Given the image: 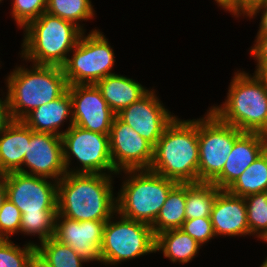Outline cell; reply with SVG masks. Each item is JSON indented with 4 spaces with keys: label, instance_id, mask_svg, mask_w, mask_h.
Segmentation results:
<instances>
[{
    "label": "cell",
    "instance_id": "cell-19",
    "mask_svg": "<svg viewBox=\"0 0 267 267\" xmlns=\"http://www.w3.org/2000/svg\"><path fill=\"white\" fill-rule=\"evenodd\" d=\"M73 125L72 100L68 89L57 99L43 104L28 113L22 121L35 132L62 136L60 131L66 120Z\"/></svg>",
    "mask_w": 267,
    "mask_h": 267
},
{
    "label": "cell",
    "instance_id": "cell-21",
    "mask_svg": "<svg viewBox=\"0 0 267 267\" xmlns=\"http://www.w3.org/2000/svg\"><path fill=\"white\" fill-rule=\"evenodd\" d=\"M95 85L115 114L142 98L150 90L134 79L120 74L108 75Z\"/></svg>",
    "mask_w": 267,
    "mask_h": 267
},
{
    "label": "cell",
    "instance_id": "cell-37",
    "mask_svg": "<svg viewBox=\"0 0 267 267\" xmlns=\"http://www.w3.org/2000/svg\"><path fill=\"white\" fill-rule=\"evenodd\" d=\"M27 267H52L44 255L36 248L27 262Z\"/></svg>",
    "mask_w": 267,
    "mask_h": 267
},
{
    "label": "cell",
    "instance_id": "cell-40",
    "mask_svg": "<svg viewBox=\"0 0 267 267\" xmlns=\"http://www.w3.org/2000/svg\"><path fill=\"white\" fill-rule=\"evenodd\" d=\"M7 199V188L5 185V181L3 178H0V209Z\"/></svg>",
    "mask_w": 267,
    "mask_h": 267
},
{
    "label": "cell",
    "instance_id": "cell-18",
    "mask_svg": "<svg viewBox=\"0 0 267 267\" xmlns=\"http://www.w3.org/2000/svg\"><path fill=\"white\" fill-rule=\"evenodd\" d=\"M215 236L250 235L244 197L221 190L210 213Z\"/></svg>",
    "mask_w": 267,
    "mask_h": 267
},
{
    "label": "cell",
    "instance_id": "cell-30",
    "mask_svg": "<svg viewBox=\"0 0 267 267\" xmlns=\"http://www.w3.org/2000/svg\"><path fill=\"white\" fill-rule=\"evenodd\" d=\"M33 241L24 244V248L11 242L0 239V267H27L30 254L36 249Z\"/></svg>",
    "mask_w": 267,
    "mask_h": 267
},
{
    "label": "cell",
    "instance_id": "cell-5",
    "mask_svg": "<svg viewBox=\"0 0 267 267\" xmlns=\"http://www.w3.org/2000/svg\"><path fill=\"white\" fill-rule=\"evenodd\" d=\"M21 57L36 65L62 67L83 31L74 23L44 12L24 28ZM70 52V53H69Z\"/></svg>",
    "mask_w": 267,
    "mask_h": 267
},
{
    "label": "cell",
    "instance_id": "cell-16",
    "mask_svg": "<svg viewBox=\"0 0 267 267\" xmlns=\"http://www.w3.org/2000/svg\"><path fill=\"white\" fill-rule=\"evenodd\" d=\"M106 221H75L56 215L54 238L69 245L86 262L102 263L100 250Z\"/></svg>",
    "mask_w": 267,
    "mask_h": 267
},
{
    "label": "cell",
    "instance_id": "cell-17",
    "mask_svg": "<svg viewBox=\"0 0 267 267\" xmlns=\"http://www.w3.org/2000/svg\"><path fill=\"white\" fill-rule=\"evenodd\" d=\"M267 148V135L244 132L235 142L222 173L212 182L227 190Z\"/></svg>",
    "mask_w": 267,
    "mask_h": 267
},
{
    "label": "cell",
    "instance_id": "cell-26",
    "mask_svg": "<svg viewBox=\"0 0 267 267\" xmlns=\"http://www.w3.org/2000/svg\"><path fill=\"white\" fill-rule=\"evenodd\" d=\"M46 12L74 23L83 32L80 21L93 19L95 14L90 0H47Z\"/></svg>",
    "mask_w": 267,
    "mask_h": 267
},
{
    "label": "cell",
    "instance_id": "cell-29",
    "mask_svg": "<svg viewBox=\"0 0 267 267\" xmlns=\"http://www.w3.org/2000/svg\"><path fill=\"white\" fill-rule=\"evenodd\" d=\"M57 213H23L20 233L37 235L40 243L54 237Z\"/></svg>",
    "mask_w": 267,
    "mask_h": 267
},
{
    "label": "cell",
    "instance_id": "cell-36",
    "mask_svg": "<svg viewBox=\"0 0 267 267\" xmlns=\"http://www.w3.org/2000/svg\"><path fill=\"white\" fill-rule=\"evenodd\" d=\"M13 121L14 119L10 112L9 98L6 92L5 99L2 100L0 98V132L5 130Z\"/></svg>",
    "mask_w": 267,
    "mask_h": 267
},
{
    "label": "cell",
    "instance_id": "cell-3",
    "mask_svg": "<svg viewBox=\"0 0 267 267\" xmlns=\"http://www.w3.org/2000/svg\"><path fill=\"white\" fill-rule=\"evenodd\" d=\"M227 97L221 105L210 107L221 121L242 132L267 135V87L257 74L234 72Z\"/></svg>",
    "mask_w": 267,
    "mask_h": 267
},
{
    "label": "cell",
    "instance_id": "cell-14",
    "mask_svg": "<svg viewBox=\"0 0 267 267\" xmlns=\"http://www.w3.org/2000/svg\"><path fill=\"white\" fill-rule=\"evenodd\" d=\"M22 173L55 181L62 179L67 172L63 160L61 136L32 130L30 141L27 142Z\"/></svg>",
    "mask_w": 267,
    "mask_h": 267
},
{
    "label": "cell",
    "instance_id": "cell-35",
    "mask_svg": "<svg viewBox=\"0 0 267 267\" xmlns=\"http://www.w3.org/2000/svg\"><path fill=\"white\" fill-rule=\"evenodd\" d=\"M259 11L262 12V15L260 17L261 21H260L259 30L257 34H267V0L253 6L246 13V16L250 19L253 17L255 18L257 13H260Z\"/></svg>",
    "mask_w": 267,
    "mask_h": 267
},
{
    "label": "cell",
    "instance_id": "cell-2",
    "mask_svg": "<svg viewBox=\"0 0 267 267\" xmlns=\"http://www.w3.org/2000/svg\"><path fill=\"white\" fill-rule=\"evenodd\" d=\"M198 118L177 116L153 148L150 171L177 183H198Z\"/></svg>",
    "mask_w": 267,
    "mask_h": 267
},
{
    "label": "cell",
    "instance_id": "cell-42",
    "mask_svg": "<svg viewBox=\"0 0 267 267\" xmlns=\"http://www.w3.org/2000/svg\"><path fill=\"white\" fill-rule=\"evenodd\" d=\"M260 267H267V258H265L264 262L262 263Z\"/></svg>",
    "mask_w": 267,
    "mask_h": 267
},
{
    "label": "cell",
    "instance_id": "cell-23",
    "mask_svg": "<svg viewBox=\"0 0 267 267\" xmlns=\"http://www.w3.org/2000/svg\"><path fill=\"white\" fill-rule=\"evenodd\" d=\"M186 183H177L167 196L158 216L151 225L155 236L161 232L179 229L185 221Z\"/></svg>",
    "mask_w": 267,
    "mask_h": 267
},
{
    "label": "cell",
    "instance_id": "cell-11",
    "mask_svg": "<svg viewBox=\"0 0 267 267\" xmlns=\"http://www.w3.org/2000/svg\"><path fill=\"white\" fill-rule=\"evenodd\" d=\"M2 178L7 188L8 200L22 214L57 213L58 181L21 172H10Z\"/></svg>",
    "mask_w": 267,
    "mask_h": 267
},
{
    "label": "cell",
    "instance_id": "cell-6",
    "mask_svg": "<svg viewBox=\"0 0 267 267\" xmlns=\"http://www.w3.org/2000/svg\"><path fill=\"white\" fill-rule=\"evenodd\" d=\"M123 173L127 177L117 193V213L151 226L177 182L150 170H126Z\"/></svg>",
    "mask_w": 267,
    "mask_h": 267
},
{
    "label": "cell",
    "instance_id": "cell-32",
    "mask_svg": "<svg viewBox=\"0 0 267 267\" xmlns=\"http://www.w3.org/2000/svg\"><path fill=\"white\" fill-rule=\"evenodd\" d=\"M21 217V211L7 199L0 209V239L9 240L20 232Z\"/></svg>",
    "mask_w": 267,
    "mask_h": 267
},
{
    "label": "cell",
    "instance_id": "cell-15",
    "mask_svg": "<svg viewBox=\"0 0 267 267\" xmlns=\"http://www.w3.org/2000/svg\"><path fill=\"white\" fill-rule=\"evenodd\" d=\"M159 100L154 89L149 90L142 98L116 114L153 146L175 118Z\"/></svg>",
    "mask_w": 267,
    "mask_h": 267
},
{
    "label": "cell",
    "instance_id": "cell-28",
    "mask_svg": "<svg viewBox=\"0 0 267 267\" xmlns=\"http://www.w3.org/2000/svg\"><path fill=\"white\" fill-rule=\"evenodd\" d=\"M250 235L267 240V200L264 192L244 197Z\"/></svg>",
    "mask_w": 267,
    "mask_h": 267
},
{
    "label": "cell",
    "instance_id": "cell-41",
    "mask_svg": "<svg viewBox=\"0 0 267 267\" xmlns=\"http://www.w3.org/2000/svg\"><path fill=\"white\" fill-rule=\"evenodd\" d=\"M258 75L264 80L266 87H267V67L263 68Z\"/></svg>",
    "mask_w": 267,
    "mask_h": 267
},
{
    "label": "cell",
    "instance_id": "cell-1",
    "mask_svg": "<svg viewBox=\"0 0 267 267\" xmlns=\"http://www.w3.org/2000/svg\"><path fill=\"white\" fill-rule=\"evenodd\" d=\"M112 175L66 173L57 183V214L75 221H107L117 212Z\"/></svg>",
    "mask_w": 267,
    "mask_h": 267
},
{
    "label": "cell",
    "instance_id": "cell-34",
    "mask_svg": "<svg viewBox=\"0 0 267 267\" xmlns=\"http://www.w3.org/2000/svg\"><path fill=\"white\" fill-rule=\"evenodd\" d=\"M253 45L250 53L257 62L254 73L258 74L263 68L267 67V34H257Z\"/></svg>",
    "mask_w": 267,
    "mask_h": 267
},
{
    "label": "cell",
    "instance_id": "cell-33",
    "mask_svg": "<svg viewBox=\"0 0 267 267\" xmlns=\"http://www.w3.org/2000/svg\"><path fill=\"white\" fill-rule=\"evenodd\" d=\"M180 229L201 245L216 237L210 218L185 220Z\"/></svg>",
    "mask_w": 267,
    "mask_h": 267
},
{
    "label": "cell",
    "instance_id": "cell-20",
    "mask_svg": "<svg viewBox=\"0 0 267 267\" xmlns=\"http://www.w3.org/2000/svg\"><path fill=\"white\" fill-rule=\"evenodd\" d=\"M32 129L22 120H14L0 132V172H21L27 142L30 141Z\"/></svg>",
    "mask_w": 267,
    "mask_h": 267
},
{
    "label": "cell",
    "instance_id": "cell-4",
    "mask_svg": "<svg viewBox=\"0 0 267 267\" xmlns=\"http://www.w3.org/2000/svg\"><path fill=\"white\" fill-rule=\"evenodd\" d=\"M31 67L16 66L5 80L14 120H22L33 109L57 99L68 87L62 67L36 64Z\"/></svg>",
    "mask_w": 267,
    "mask_h": 267
},
{
    "label": "cell",
    "instance_id": "cell-43",
    "mask_svg": "<svg viewBox=\"0 0 267 267\" xmlns=\"http://www.w3.org/2000/svg\"><path fill=\"white\" fill-rule=\"evenodd\" d=\"M264 194H265V196H266V200H267V190H266V191H264Z\"/></svg>",
    "mask_w": 267,
    "mask_h": 267
},
{
    "label": "cell",
    "instance_id": "cell-31",
    "mask_svg": "<svg viewBox=\"0 0 267 267\" xmlns=\"http://www.w3.org/2000/svg\"><path fill=\"white\" fill-rule=\"evenodd\" d=\"M11 14L17 27L24 28L30 21L46 12L47 0H13Z\"/></svg>",
    "mask_w": 267,
    "mask_h": 267
},
{
    "label": "cell",
    "instance_id": "cell-22",
    "mask_svg": "<svg viewBox=\"0 0 267 267\" xmlns=\"http://www.w3.org/2000/svg\"><path fill=\"white\" fill-rule=\"evenodd\" d=\"M195 239L179 229H171L156 235L155 251H162L163 256L173 263L186 264L202 248Z\"/></svg>",
    "mask_w": 267,
    "mask_h": 267
},
{
    "label": "cell",
    "instance_id": "cell-8",
    "mask_svg": "<svg viewBox=\"0 0 267 267\" xmlns=\"http://www.w3.org/2000/svg\"><path fill=\"white\" fill-rule=\"evenodd\" d=\"M72 51L62 66L68 85L96 84L115 74L114 51L100 30H91L87 36L83 32Z\"/></svg>",
    "mask_w": 267,
    "mask_h": 267
},
{
    "label": "cell",
    "instance_id": "cell-10",
    "mask_svg": "<svg viewBox=\"0 0 267 267\" xmlns=\"http://www.w3.org/2000/svg\"><path fill=\"white\" fill-rule=\"evenodd\" d=\"M62 134L63 160L67 173L116 175L110 154L109 135L68 125ZM72 157L81 164L70 168Z\"/></svg>",
    "mask_w": 267,
    "mask_h": 267
},
{
    "label": "cell",
    "instance_id": "cell-38",
    "mask_svg": "<svg viewBox=\"0 0 267 267\" xmlns=\"http://www.w3.org/2000/svg\"><path fill=\"white\" fill-rule=\"evenodd\" d=\"M216 1L218 7L229 11L234 15V17H238V0H214Z\"/></svg>",
    "mask_w": 267,
    "mask_h": 267
},
{
    "label": "cell",
    "instance_id": "cell-7",
    "mask_svg": "<svg viewBox=\"0 0 267 267\" xmlns=\"http://www.w3.org/2000/svg\"><path fill=\"white\" fill-rule=\"evenodd\" d=\"M115 217L111 216L104 225L100 250L102 264L116 265L156 252V236L149 224L127 219L117 212Z\"/></svg>",
    "mask_w": 267,
    "mask_h": 267
},
{
    "label": "cell",
    "instance_id": "cell-13",
    "mask_svg": "<svg viewBox=\"0 0 267 267\" xmlns=\"http://www.w3.org/2000/svg\"><path fill=\"white\" fill-rule=\"evenodd\" d=\"M73 124L100 134H110L115 113L95 84L68 85Z\"/></svg>",
    "mask_w": 267,
    "mask_h": 267
},
{
    "label": "cell",
    "instance_id": "cell-24",
    "mask_svg": "<svg viewBox=\"0 0 267 267\" xmlns=\"http://www.w3.org/2000/svg\"><path fill=\"white\" fill-rule=\"evenodd\" d=\"M220 188L213 183H186L185 220L210 218Z\"/></svg>",
    "mask_w": 267,
    "mask_h": 267
},
{
    "label": "cell",
    "instance_id": "cell-27",
    "mask_svg": "<svg viewBox=\"0 0 267 267\" xmlns=\"http://www.w3.org/2000/svg\"><path fill=\"white\" fill-rule=\"evenodd\" d=\"M36 248L52 267H82V263H85L74 249L54 237L38 244Z\"/></svg>",
    "mask_w": 267,
    "mask_h": 267
},
{
    "label": "cell",
    "instance_id": "cell-12",
    "mask_svg": "<svg viewBox=\"0 0 267 267\" xmlns=\"http://www.w3.org/2000/svg\"><path fill=\"white\" fill-rule=\"evenodd\" d=\"M109 143L117 175L126 170H149L154 146L117 115L112 122Z\"/></svg>",
    "mask_w": 267,
    "mask_h": 267
},
{
    "label": "cell",
    "instance_id": "cell-25",
    "mask_svg": "<svg viewBox=\"0 0 267 267\" xmlns=\"http://www.w3.org/2000/svg\"><path fill=\"white\" fill-rule=\"evenodd\" d=\"M267 190V148L227 189L233 195L246 197Z\"/></svg>",
    "mask_w": 267,
    "mask_h": 267
},
{
    "label": "cell",
    "instance_id": "cell-39",
    "mask_svg": "<svg viewBox=\"0 0 267 267\" xmlns=\"http://www.w3.org/2000/svg\"><path fill=\"white\" fill-rule=\"evenodd\" d=\"M263 1L265 0H238V18L244 17L253 6Z\"/></svg>",
    "mask_w": 267,
    "mask_h": 267
},
{
    "label": "cell",
    "instance_id": "cell-9",
    "mask_svg": "<svg viewBox=\"0 0 267 267\" xmlns=\"http://www.w3.org/2000/svg\"><path fill=\"white\" fill-rule=\"evenodd\" d=\"M198 119V182L212 183L221 173L234 142L244 133L211 110Z\"/></svg>",
    "mask_w": 267,
    "mask_h": 267
}]
</instances>
